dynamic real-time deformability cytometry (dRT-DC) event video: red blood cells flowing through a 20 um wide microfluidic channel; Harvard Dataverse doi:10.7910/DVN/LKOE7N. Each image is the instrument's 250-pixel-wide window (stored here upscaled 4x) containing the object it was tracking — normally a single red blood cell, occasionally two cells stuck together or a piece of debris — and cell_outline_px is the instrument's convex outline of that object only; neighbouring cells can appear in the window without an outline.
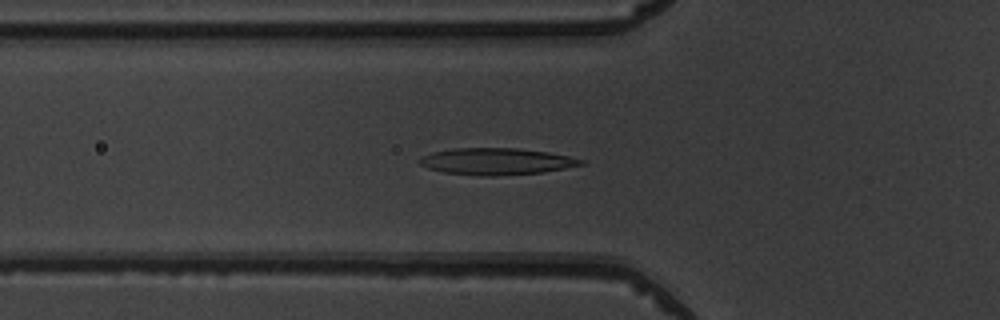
{"species": "common noctule bat (a hibernating species)", "species_latin": "Nyctalus noctula", "temperature_condition": "warm", "stored_images_in_passage": 51, "camera_frame_rate_fps": 3000, "um_per_image_px": 0.085, "animal": {"sex": "male", "body_mass_g": 19.5, "forearm_length_mm": 54.6}, "frame": {"image": 1, "passage_image": 18, "time_ms": 5.667, "image_size_px": [1000, 320], "cell_outline_px": [[584, 164], [544, 172], [496, 176], [480, 176], [444, 172], [428, 168], [420, 164], [420, 156], [432, 152], [456, 148], [520, 148], [548, 152], [568, 156], [584, 160]], "centroid_in_image_um": [42.19, 13.72], "position_along_channel_um": 83.6, "area_um2": 25.09}}
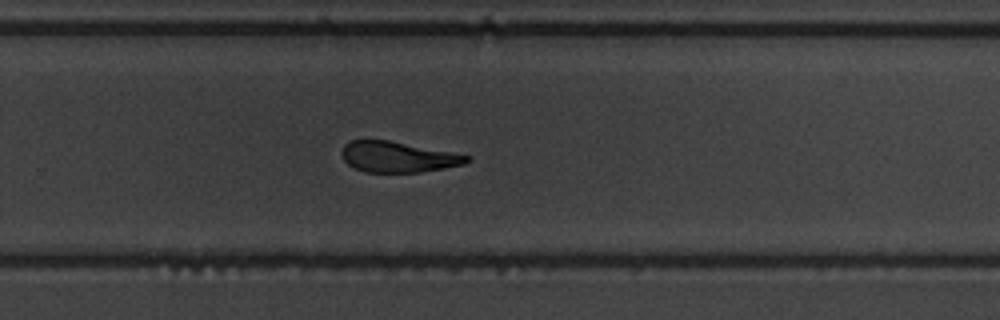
{"frame": {"image": 2, "passage_image": 34, "time_ms": 11.0, "image_size_px": [1000, 320], "cell_outline_px": [[472, 160], [464, 164], [444, 168], [420, 172], [364, 172], [348, 164], [344, 160], [340, 152], [344, 144], [348, 140], [388, 140], [452, 152], [472, 156]], "centroid_in_image_um": [33.82, 13.33], "position_along_channel_um": 296.0, "area_um2": 22.43}}
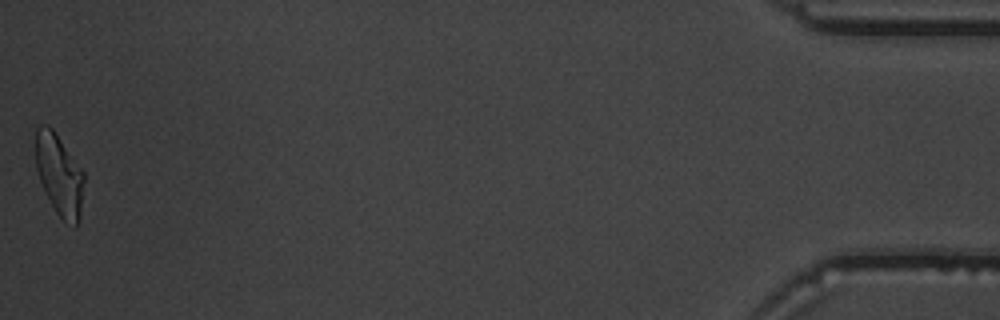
{"frame": {"image": 3, "passage_image": 51, "time_ms": 16.667, "image_size_px": [1000, 320], "cell_outline_px": [[84, 180], [80, 220], [76, 228], [72, 228], [64, 224], [56, 212], [40, 180], [36, 168], [36, 128], [40, 124], [48, 124], [52, 128], [84, 172]], "centroid_in_image_um": [5.06, 14.91], "position_along_channel_um": 430.1, "area_um2": 23.06}, "authors_computed_cell_mechanics": {"area_um2": 24.3338, "velocity_mm_per_s": 3.9877, "shape_relaxation_time_tau1_ms": 8.5762, "shape_relaxation_time_tau2_ms": 2.8119, "deformation_change_tau1": 0.2503, "deformation_change_tau2": 0.1343}}